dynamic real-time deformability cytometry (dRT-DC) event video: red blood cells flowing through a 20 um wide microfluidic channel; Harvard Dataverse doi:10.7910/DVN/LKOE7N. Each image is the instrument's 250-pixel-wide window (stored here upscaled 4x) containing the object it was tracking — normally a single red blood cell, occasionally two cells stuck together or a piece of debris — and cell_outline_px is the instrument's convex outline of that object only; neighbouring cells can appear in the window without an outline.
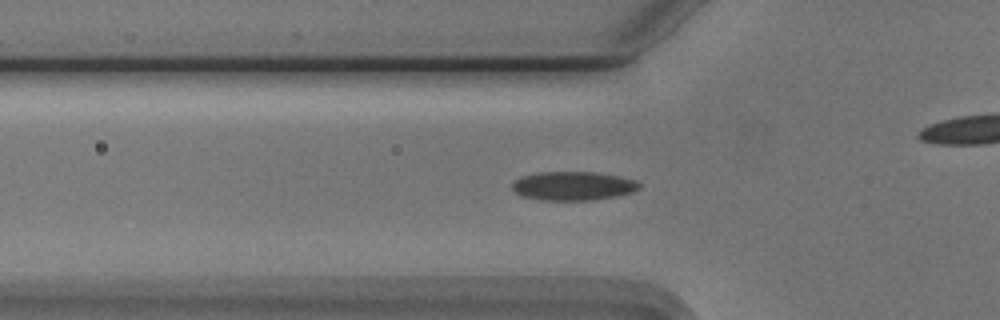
{"species": "Egyptian fruit bat (a non-hibernating species)", "species_latin": "Rousettus aegyptiacus", "temperature_condition": "cold", "stored_images_in_passage": 55, "camera_frame_rate_fps": 3000, "um_per_image_px": 0.085, "animal": {"sex": "male"}, "frame": {"image": 1, "passage_image": 18, "time_ms": 5.667, "image_size_px": [1000, 320], "cell_outline_px": [[640, 188], [632, 192], [616, 196], [592, 200], [544, 200], [524, 196], [516, 192], [512, 188], [512, 184], [520, 176], [536, 172], [596, 172], [620, 176], [636, 180], [640, 184]], "centroid_in_image_um": [48.73, 15.79], "position_along_channel_um": 77.1, "area_um2": 21.33}}
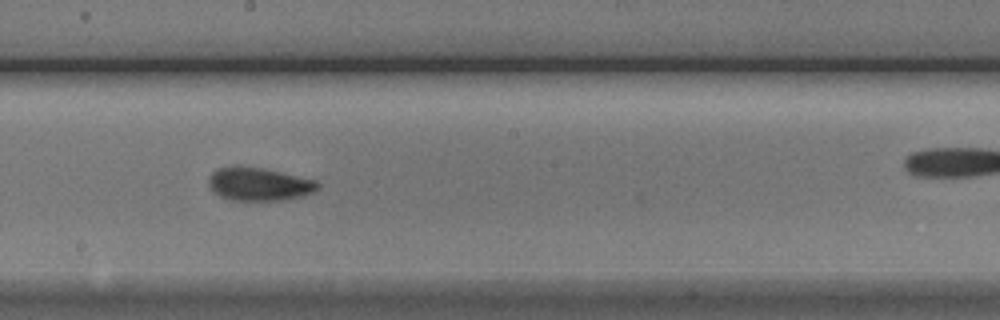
{"frame": {"image": 2, "passage_image": 30, "time_ms": 9.667, "image_size_px": [1000, 320], "cell_outline_px": [[320, 188], [312, 192], [300, 196], [284, 200], [232, 200], [220, 196], [212, 192], [208, 188], [208, 176], [212, 172], [220, 168], [260, 168], [280, 172], [316, 180], [320, 184]], "centroid_in_image_um": [22.0, 15.68], "position_along_channel_um": 226.2, "area_um2": 20.69}}
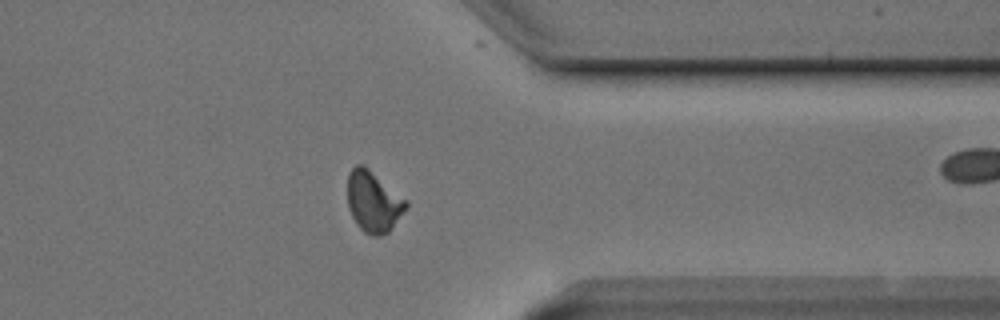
{"frame": {"image": 3, "passage_image": 43, "time_ms": 14.0, "image_size_px": [1000, 320], "cell_outline_px": [[408, 208], [388, 232], [380, 236], [372, 236], [364, 232], [356, 224], [348, 208], [348, 176], [352, 168], [356, 164], [364, 164], [408, 200]], "centroid_in_image_um": [31.76, 17.13], "position_along_channel_um": 379.6, "area_um2": 21.04}, "authors_computed_cell_mechanics": {"area_um2": 20.0566, "velocity_mm_per_s": 3.7208, "shape_relaxation_time_tau1_ms": 8.6895, "shape_relaxation_time_tau2_ms": 2.392, "deformation_change_tau1": 0.178, "deformation_change_tau2": 0.0711}}